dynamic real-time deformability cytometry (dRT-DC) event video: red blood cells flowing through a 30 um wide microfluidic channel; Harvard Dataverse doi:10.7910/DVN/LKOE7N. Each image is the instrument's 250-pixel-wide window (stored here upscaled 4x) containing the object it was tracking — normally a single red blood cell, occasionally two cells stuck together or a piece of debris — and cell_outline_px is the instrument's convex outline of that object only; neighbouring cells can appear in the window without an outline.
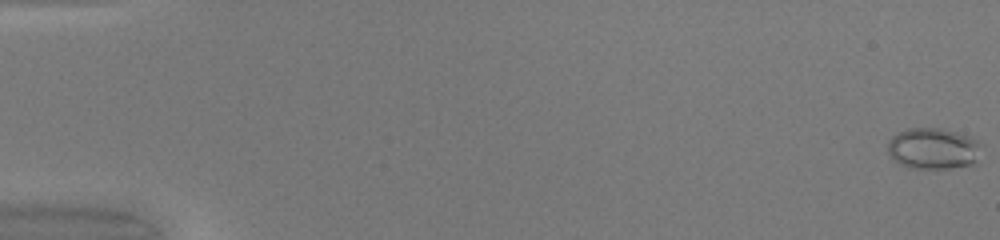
{"species": "common noctule bat (a hibernating species)", "species_latin": "Nyctalus noctula", "temperature_condition": "warm", "stored_images_in_passage": 20, "camera_frame_rate_fps": 3000, "um_per_image_px": 0.085, "animal": {"sex": "female", "body_mass_g": 20.0, "forearm_length_mm": 54.0}, "frame": {"image": 1, "passage_image": 1, "time_ms": 0.0, "image_size_px": [1000, 240], "cell_outline_px": [[980, 144], [976, 160], [972, 164], [948, 168], [908, 168], [900, 164], [888, 152], [888, 140], [892, 136], [908, 128], [940, 128], [956, 132], [968, 136], [976, 140]], "centroid_in_image_um": [79.28, 12.62], "position_along_channel_um": 5.7, "area_um2": 22.14}}